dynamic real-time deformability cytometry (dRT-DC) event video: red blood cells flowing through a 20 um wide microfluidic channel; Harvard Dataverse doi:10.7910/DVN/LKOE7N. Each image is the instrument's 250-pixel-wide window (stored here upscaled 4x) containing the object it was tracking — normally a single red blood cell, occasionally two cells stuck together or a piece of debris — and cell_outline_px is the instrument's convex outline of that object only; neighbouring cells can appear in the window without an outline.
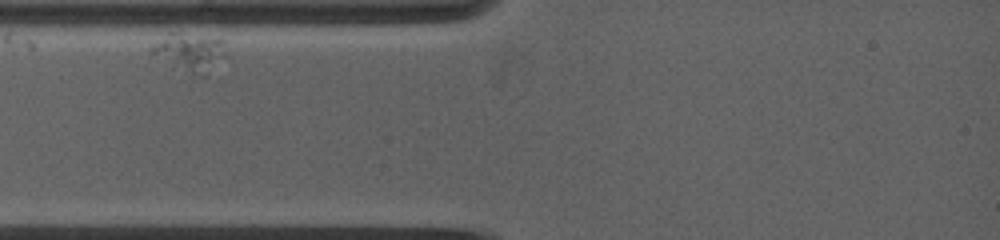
{"species": "common noctule bat (a hibernating species)", "species_latin": "Nyctalus noctula", "temperature_condition": "warm", "stored_images_in_passage": 33, "camera_frame_rate_fps": 5000, "um_per_image_px": 0.085, "animal": {"sex": "female", "body_mass_g": 19.0, "forearm_length_mm": 53.3}, "frame": {"image": 1, "passage_image": 1, "time_ms": 0.0, "image_size_px": [1000, 240], "cell_outline_px": [[220, 44], [204, 76], [200, 76], [152, 52], [148, 48], [172, 32], [176, 32], [220, 36]], "centroid_in_image_um": [16.01, 4.29], "position_along_channel_um": 69.0, "area_um2": 14.1}}
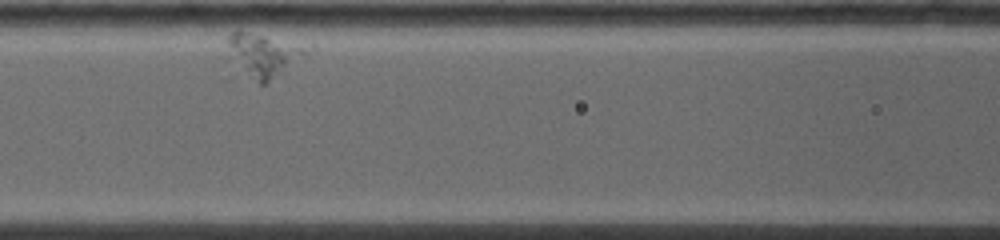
{"frame": {"image": 2, "passage_image": 10, "time_ms": 2.6, "image_size_px": [1000, 240], "cell_outline_px": [[316, 48], [312, 52], [264, 84], [260, 84], [224, 60], [224, 56], [228, 36], [232, 32], [244, 32], [312, 44]], "centroid_in_image_um": [22.4, 4.65], "position_along_channel_um": 144.2, "area_um2": 21.1}}
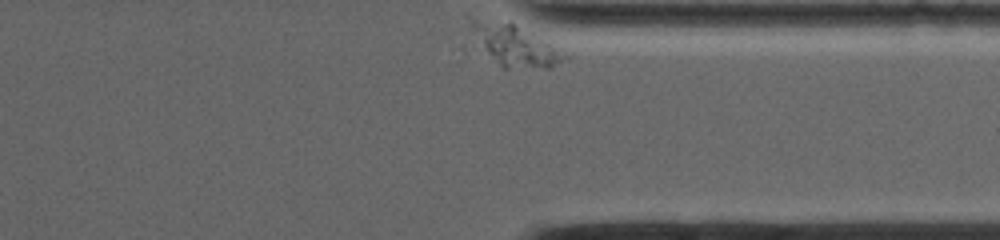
{"frame": {"image": 3, "passage_image": 33, "time_ms": 10.0, "image_size_px": [1000, 240], "cell_outline_px": [[568, 56], [564, 60], [548, 68], [504, 68], [500, 64], [484, 44], [468, 20], [468, 16], [512, 20]], "centroid_in_image_um": [43.8, 3.77], "position_along_channel_um": 367.6, "area_um2": 21.44}}